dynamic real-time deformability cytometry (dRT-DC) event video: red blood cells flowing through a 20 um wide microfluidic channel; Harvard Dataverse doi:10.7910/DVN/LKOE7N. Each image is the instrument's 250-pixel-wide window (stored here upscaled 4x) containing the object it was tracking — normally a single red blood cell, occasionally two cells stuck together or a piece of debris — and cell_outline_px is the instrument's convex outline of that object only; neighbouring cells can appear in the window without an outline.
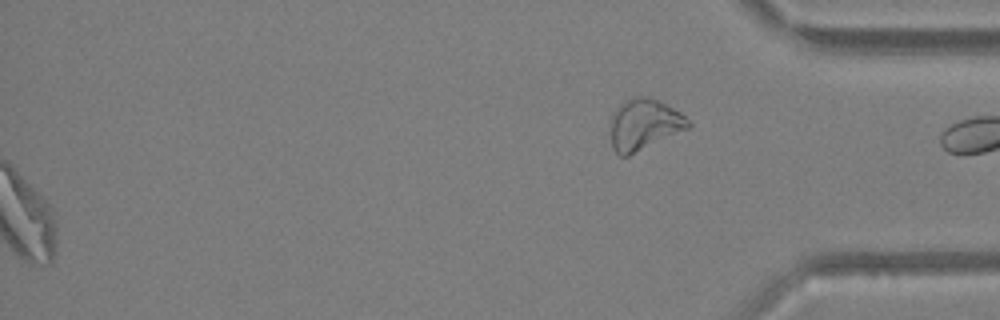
{"species": "Egyptian fruit bat (a non-hibernating species)", "species_latin": "Rousettus aegyptiacus", "temperature_condition": "warm", "stored_images_in_passage": 55, "segment_of_instrument_passage": [2, 2], "camera_frame_rate_fps": 3000, "um_per_image_px": 0.085, "animal": {"sex": "female"}, "frame": {"image": 1, "passage_image": 55, "time_ms": 18.0, "image_size_px": [1000, 320], "cell_outline_px": [[692, 124], [688, 128], [628, 156], [620, 156], [612, 148], [612, 112], [620, 104], [632, 96], [644, 96], [656, 100], [680, 112]], "centroid_in_image_um": [54.73, 10.58], "position_along_channel_um": 380.5, "area_um2": 22.66}}